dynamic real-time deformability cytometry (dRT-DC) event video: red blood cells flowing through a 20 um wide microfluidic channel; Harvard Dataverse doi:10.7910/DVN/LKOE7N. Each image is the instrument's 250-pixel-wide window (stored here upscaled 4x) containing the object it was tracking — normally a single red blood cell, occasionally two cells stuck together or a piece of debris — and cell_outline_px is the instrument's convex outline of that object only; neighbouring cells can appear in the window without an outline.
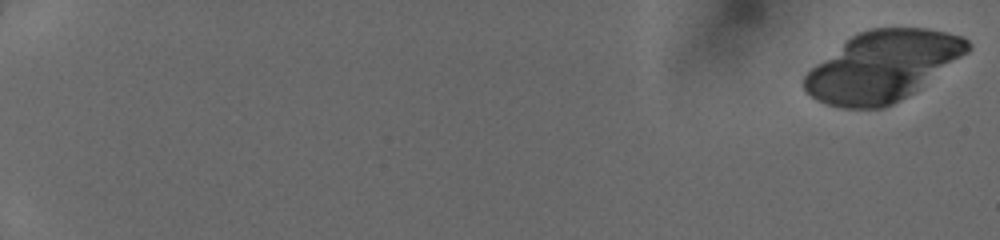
{"species": "human", "species_latin": "Homo sapiens", "temperature_condition": "cold", "stored_images_in_passage": 23, "camera_frame_rate_fps": 3000, "um_per_image_px": 0.085, "donor": {"sex": "female"}, "frame": {"image": 1, "passage_image": 1, "time_ms": 0.0, "image_size_px": [1000, 240], "cell_outline_px": [[972, 48], [968, 52], [912, 92], [892, 104], [884, 108], [840, 108], [824, 104], [816, 100], [804, 88], [804, 76], [816, 64], [852, 36], [860, 32], [872, 28], [928, 28], [964, 36], [972, 44]], "centroid_in_image_um": [75.03, 5.63], "position_along_channel_um": 10.0, "area_um2": 65.89}}